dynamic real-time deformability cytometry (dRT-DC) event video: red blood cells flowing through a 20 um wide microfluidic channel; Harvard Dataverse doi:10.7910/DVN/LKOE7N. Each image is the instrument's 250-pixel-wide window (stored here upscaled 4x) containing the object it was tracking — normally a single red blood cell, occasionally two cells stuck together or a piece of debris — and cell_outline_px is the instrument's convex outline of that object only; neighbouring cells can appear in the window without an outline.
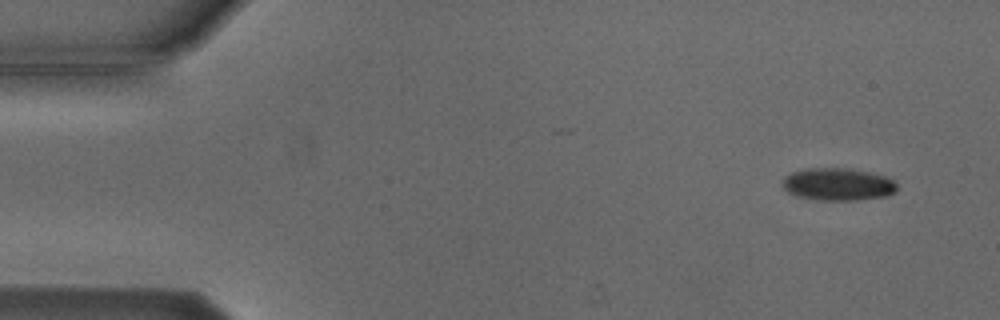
{"species": "Egyptian fruit bat (a non-hibernating species)", "species_latin": "Rousettus aegyptiacus", "temperature_condition": "cold", "stored_images_in_passage": 6, "camera_frame_rate_fps": 3000, "um_per_image_px": 0.085, "animal": {"sex": "male"}, "frame": {"image": 1, "passage_image": 1, "time_ms": 0.0, "image_size_px": [1000, 320], "cell_outline_px": [[896, 192], [884, 196], [856, 200], [820, 200], [796, 196], [788, 192], [780, 184], [780, 180], [784, 176], [792, 172], [804, 168], [852, 168], [872, 172], [884, 176], [892, 180], [896, 184]], "centroid_in_image_um": [71.17, 15.65], "position_along_channel_um": 13.8, "area_um2": 21.91}}
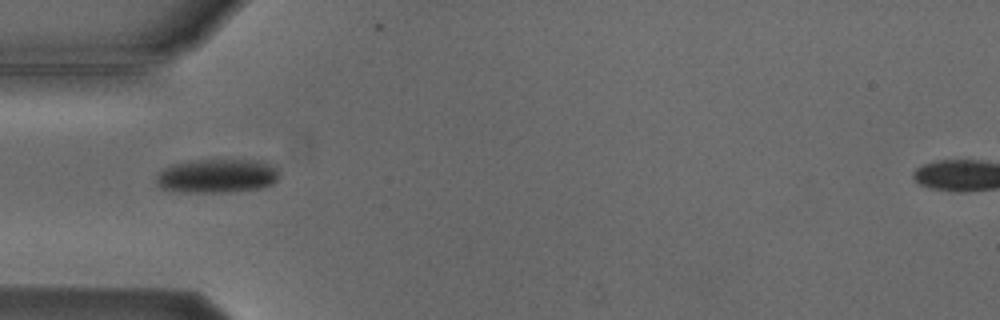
{"frame": {"image": 2, "passage_image": 4, "time_ms": 4.333, "image_size_px": [1000, 320], "cell_outline_px": [[280, 176], [272, 184], [260, 188], [228, 192], [180, 192], [160, 188], [156, 184], [156, 172], [168, 164], [192, 160], [268, 160], [276, 168]], "centroid_in_image_um": [18.41, 14.94], "position_along_channel_um": 66.6, "area_um2": 24.91}}
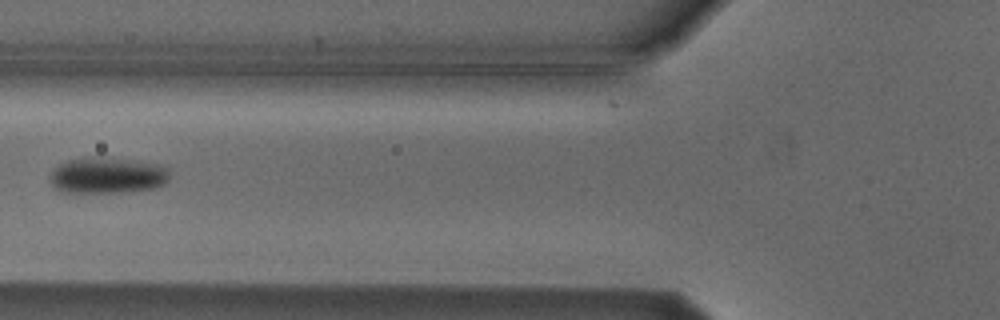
{"frame": {"image": 3, "passage_image": 5, "time_ms": 5.667, "image_size_px": [1000, 320], "cell_outline_px": [[168, 180], [164, 184], [156, 188], [120, 192], [60, 192], [52, 188], [48, 180], [52, 172], [60, 164], [68, 160], [88, 156], [100, 156], [156, 164], [168, 168]], "centroid_in_image_um": [9.07, 14.91], "position_along_channel_um": 116.7, "area_um2": 25.32}}